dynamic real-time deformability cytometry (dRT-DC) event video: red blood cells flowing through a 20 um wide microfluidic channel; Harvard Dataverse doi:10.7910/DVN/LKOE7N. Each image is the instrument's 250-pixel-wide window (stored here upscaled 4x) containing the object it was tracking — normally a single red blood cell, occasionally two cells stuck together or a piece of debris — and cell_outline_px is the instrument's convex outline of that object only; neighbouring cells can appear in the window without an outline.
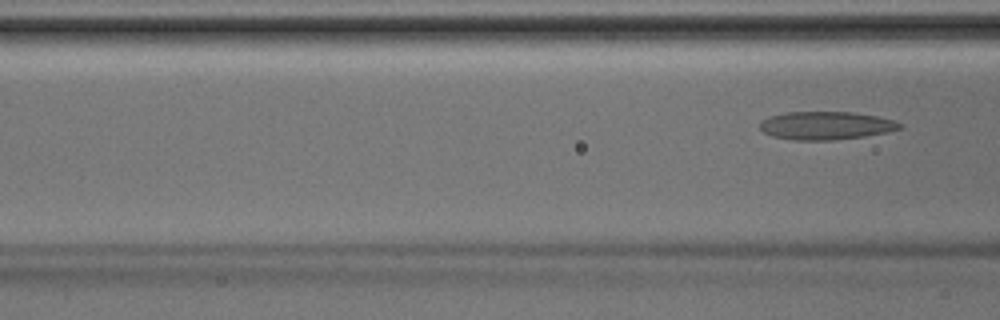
{"species": "Egyptian fruit bat (a non-hibernating species)", "species_latin": "Rousettus aegyptiacus", "temperature_condition": "room temperature", "stored_images_in_passage": 5, "camera_frame_rate_fps": 3000, "um_per_image_px": 0.085, "animal": {"sex": "male"}, "frame": {"image": 1, "passage_image": 5, "time_ms": 1.333, "image_size_px": [1000, 320], "cell_outline_px": [[904, 128], [888, 132], [864, 136], [836, 140], [792, 140], [772, 136], [764, 132], [760, 128], [760, 120], [768, 116], [788, 112], [852, 112], [876, 116], [896, 120], [904, 124]], "centroid_in_image_um": [70.23, 10.67], "position_along_channel_um": 96.4, "area_um2": 23.18}}